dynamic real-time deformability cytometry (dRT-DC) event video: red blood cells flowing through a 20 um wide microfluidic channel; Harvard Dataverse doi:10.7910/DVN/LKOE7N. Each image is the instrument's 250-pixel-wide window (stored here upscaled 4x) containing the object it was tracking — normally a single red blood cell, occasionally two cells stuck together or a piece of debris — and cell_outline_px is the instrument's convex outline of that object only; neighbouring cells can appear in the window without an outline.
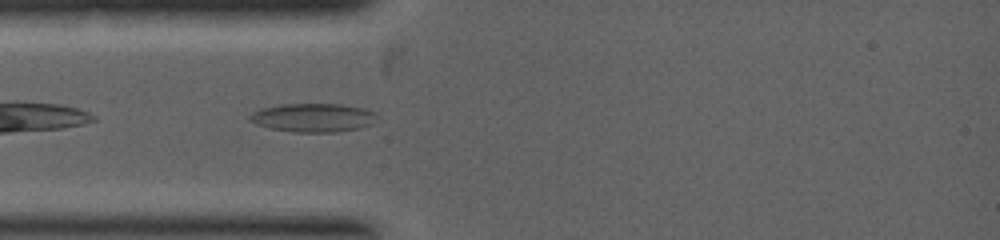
{"species": "common noctule bat (a hibernating species)", "species_latin": "Nyctalus noctula", "temperature_condition": "warm", "stored_images_in_passage": 22, "camera_frame_rate_fps": 5000, "um_per_image_px": 0.085, "animal": {"sex": "female", "body_mass_g": 19.0, "forearm_length_mm": 53.3}, "frame": {"image": 1, "passage_image": 1, "time_ms": 0.0, "image_size_px": [1000, 240], "cell_outline_px": [[376, 116], [372, 124], [356, 128], [336, 132], [292, 132], [272, 128], [256, 124], [248, 120], [248, 116], [252, 112], [260, 108], [280, 104], [340, 104], [364, 108], [376, 112]], "centroid_in_image_um": [26.58, 9.99], "position_along_channel_um": 58.4, "area_um2": 21.21}}
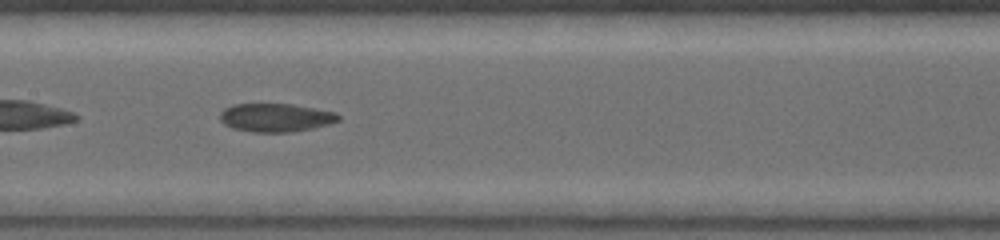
{"frame": {"image": 2, "passage_image": 10, "time_ms": 1.8, "image_size_px": [1000, 240], "cell_outline_px": [[340, 120], [328, 124], [312, 128], [292, 132], [252, 132], [232, 128], [224, 124], [220, 120], [220, 112], [224, 108], [232, 104], [292, 104], [336, 112], [340, 116]], "centroid_in_image_um": [23.42, 9.99], "position_along_channel_um": 184.0, "area_um2": 19.65}}
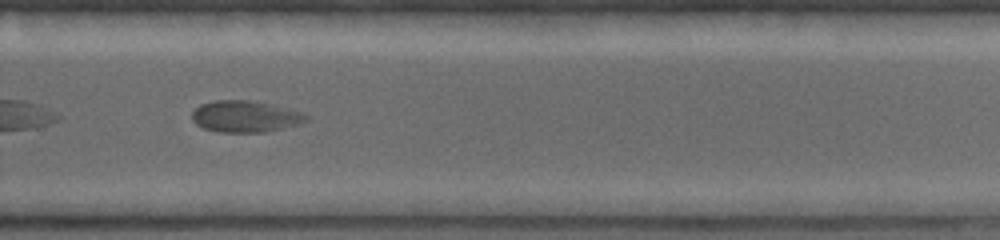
{"frame": {"image": 3, "passage_image": 20, "time_ms": 3.6, "image_size_px": [1000, 240], "cell_outline_px": [[308, 120], [296, 124], [264, 132], [220, 132], [204, 128], [196, 124], [192, 120], [192, 112], [200, 104], [216, 100], [252, 100], [288, 108], [304, 112], [308, 116]], "centroid_in_image_um": [20.83, 9.88], "position_along_channel_um": 309.0, "area_um2": 20.87}}